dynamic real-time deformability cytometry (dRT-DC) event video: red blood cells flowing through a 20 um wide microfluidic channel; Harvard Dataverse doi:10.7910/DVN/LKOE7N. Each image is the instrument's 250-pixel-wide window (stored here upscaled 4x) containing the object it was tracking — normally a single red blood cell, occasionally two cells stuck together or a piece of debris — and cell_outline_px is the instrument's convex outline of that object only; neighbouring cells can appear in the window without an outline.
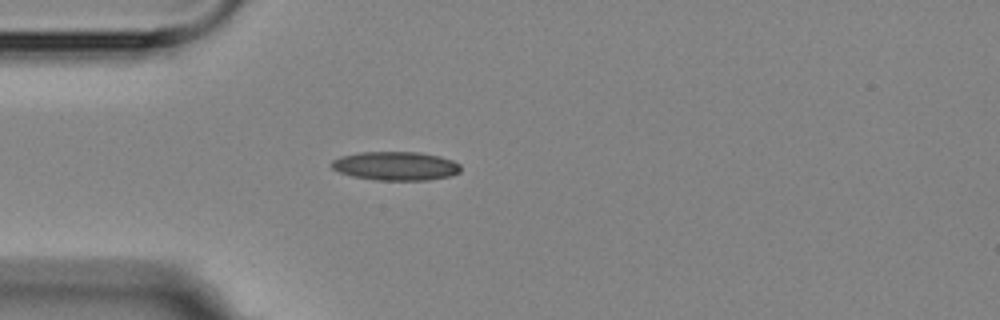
{"species": "Egyptian fruit bat (a non-hibernating species)", "species_latin": "Rousettus aegyptiacus", "temperature_condition": "room temperature", "stored_images_in_passage": 4, "camera_frame_rate_fps": 3000, "um_per_image_px": 0.085, "animal": {"sex": "female"}, "frame": {"image": 1, "passage_image": 4, "time_ms": 3.667, "image_size_px": [1000, 320], "cell_outline_px": [[460, 172], [452, 176], [428, 180], [376, 180], [352, 176], [340, 172], [332, 168], [332, 160], [340, 156], [360, 152], [420, 152], [440, 156], [452, 160], [460, 164]], "centroid_in_image_um": [33.66, 14.1], "position_along_channel_um": 51.3, "area_um2": 21.73}}